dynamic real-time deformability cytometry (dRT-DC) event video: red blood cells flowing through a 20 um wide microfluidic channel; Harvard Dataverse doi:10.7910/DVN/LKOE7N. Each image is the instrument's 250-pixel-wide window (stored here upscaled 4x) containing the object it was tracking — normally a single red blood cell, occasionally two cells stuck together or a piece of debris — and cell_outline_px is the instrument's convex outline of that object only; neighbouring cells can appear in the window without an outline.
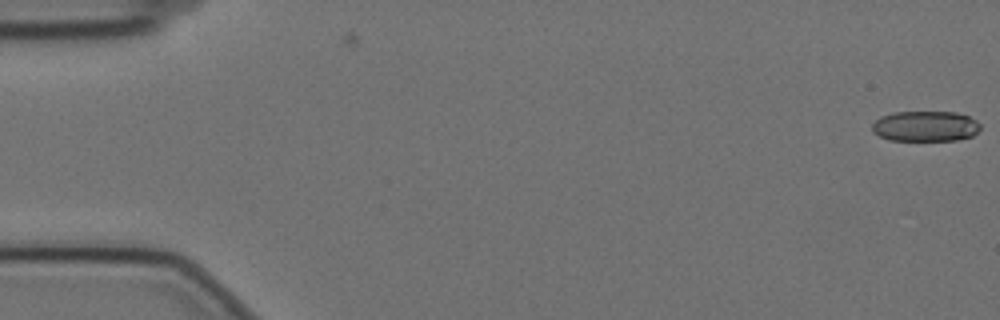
{"species": "Egyptian fruit bat (a non-hibernating species)", "species_latin": "Rousettus aegyptiacus", "temperature_condition": "cold", "stored_images_in_passage": 2, "camera_frame_rate_fps": 3000, "um_per_image_px": 0.085, "animal": {"sex": "female"}, "frame": {"image": 1, "passage_image": 2, "time_ms": 0.333, "image_size_px": [1000, 320], "cell_outline_px": [[980, 128], [972, 136], [956, 140], [888, 140], [872, 132], [872, 124], [880, 116], [892, 112], [956, 112], [968, 116], [976, 120], [980, 124]], "centroid_in_image_um": [78.63, 10.72], "position_along_channel_um": 6.4, "area_um2": 19.25}}